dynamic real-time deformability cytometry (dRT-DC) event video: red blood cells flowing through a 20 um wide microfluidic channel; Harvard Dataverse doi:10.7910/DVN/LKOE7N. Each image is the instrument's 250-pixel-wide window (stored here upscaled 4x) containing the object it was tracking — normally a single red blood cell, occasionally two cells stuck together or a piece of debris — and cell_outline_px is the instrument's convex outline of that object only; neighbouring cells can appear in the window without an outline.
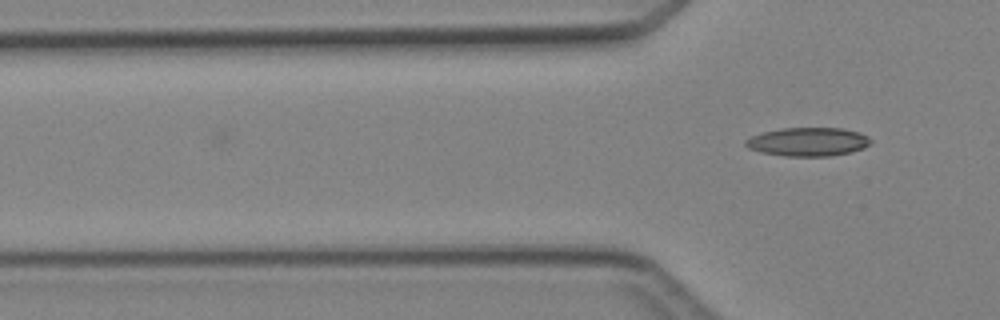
{"species": "Egyptian fruit bat (a non-hibernating species)", "species_latin": "Rousettus aegyptiacus", "temperature_condition": "cold", "stored_images_in_passage": 2, "camera_frame_rate_fps": 3000, "um_per_image_px": 0.085, "animal": {"sex": "female"}, "frame": {"image": 1, "passage_image": 2, "time_ms": 1.0, "image_size_px": [1000, 320], "cell_outline_px": [[872, 140], [864, 148], [852, 152], [832, 156], [784, 156], [760, 152], [748, 148], [744, 144], [744, 140], [752, 136], [764, 132], [780, 128], [844, 128], [860, 132], [868, 136]], "centroid_in_image_um": [68.69, 12.05], "position_along_channel_um": 57.1, "area_um2": 21.04}}